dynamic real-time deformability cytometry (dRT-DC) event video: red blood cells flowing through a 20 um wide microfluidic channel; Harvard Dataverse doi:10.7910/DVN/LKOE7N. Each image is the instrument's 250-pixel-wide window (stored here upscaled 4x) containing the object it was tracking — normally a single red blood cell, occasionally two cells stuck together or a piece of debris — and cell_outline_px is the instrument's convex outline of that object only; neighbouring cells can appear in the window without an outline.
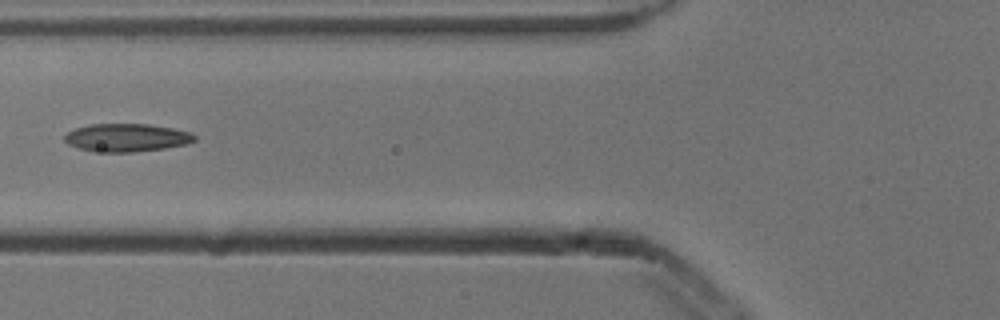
{"species": "common noctule bat (a hibernating species)", "species_latin": "Nyctalus noctula", "temperature_condition": "cold", "stored_images_in_passage": 5, "camera_frame_rate_fps": 3000, "um_per_image_px": 0.085, "animal": {"sex": "male", "body_mass_g": 13.3}, "frame": {"image": 1, "passage_image": 5, "time_ms": 1.333, "image_size_px": [1000, 320], "cell_outline_px": [[196, 140], [184, 144], [164, 148], [132, 152], [104, 152], [76, 148], [68, 144], [64, 140], [64, 136], [68, 132], [76, 128], [92, 124], [148, 124], [172, 128], [192, 132], [196, 136]], "centroid_in_image_um": [10.76, 11.69], "position_along_channel_um": 115.0, "area_um2": 21.1}}